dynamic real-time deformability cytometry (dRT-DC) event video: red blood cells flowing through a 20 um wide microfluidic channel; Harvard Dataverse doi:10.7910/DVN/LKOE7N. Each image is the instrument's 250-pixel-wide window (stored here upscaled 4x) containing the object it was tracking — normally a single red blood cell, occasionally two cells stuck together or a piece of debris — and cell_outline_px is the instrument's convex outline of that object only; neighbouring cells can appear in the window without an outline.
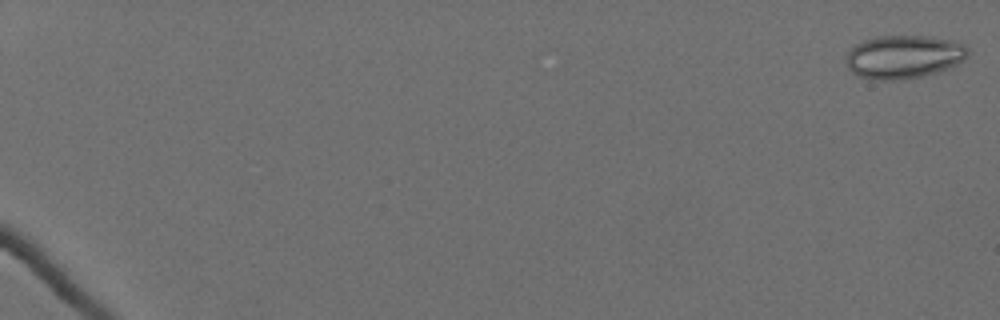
{"species": "Egyptian fruit bat (a non-hibernating species)", "species_latin": "Rousettus aegyptiacus", "temperature_condition": "cold", "stored_images_in_passage": 38, "camera_frame_rate_fps": 3000, "um_per_image_px": 0.085, "animal": {"sex": "female"}, "frame": {"image": 1, "passage_image": 1, "time_ms": 0.0, "image_size_px": [1000, 320], "cell_outline_px": [[968, 56], [964, 60], [948, 68], [936, 72], [920, 76], [892, 80], [876, 80], [860, 76], [852, 72], [848, 68], [848, 52], [856, 44], [864, 40], [876, 36], [928, 36], [952, 40], [964, 44], [968, 48]], "centroid_in_image_um": [76.84, 4.81], "position_along_channel_um": 8.2, "area_um2": 30.46}}
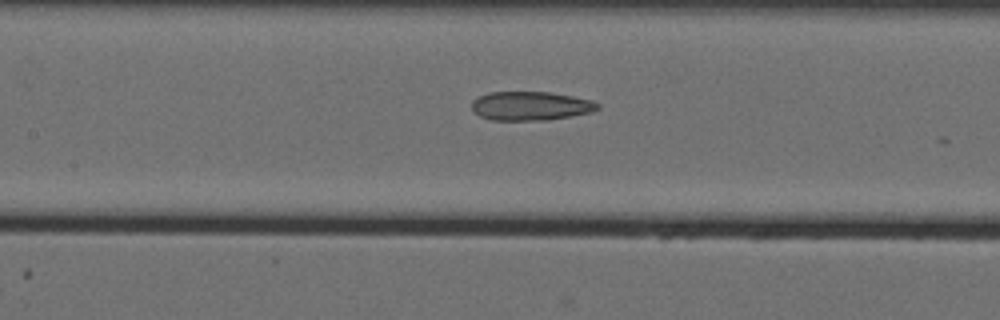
{"frame": {"image": 2, "passage_image": 32, "time_ms": 10.333, "image_size_px": [1000, 320], "cell_outline_px": [[600, 108], [592, 112], [548, 120], [492, 120], [480, 116], [472, 112], [472, 100], [488, 92], [548, 92], [572, 96], [592, 100], [600, 104]], "centroid_in_image_um": [45.1, 9.0], "position_along_channel_um": 162.3, "area_um2": 21.27}}
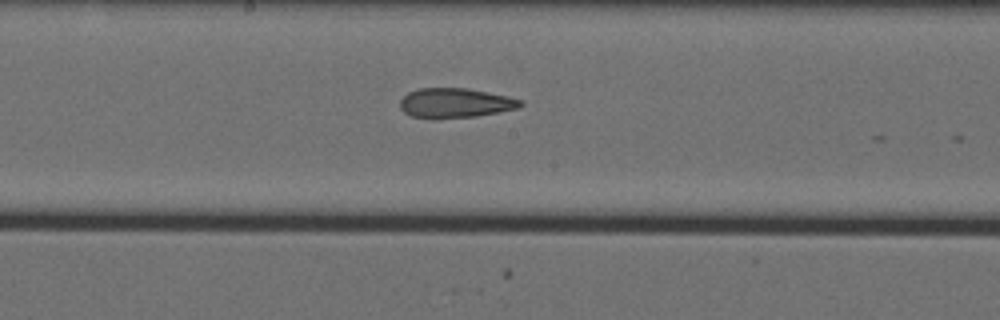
{"frame": {"image": 3, "passage_image": 36, "time_ms": 11.667, "image_size_px": [1000, 320], "cell_outline_px": [[524, 104], [520, 108], [476, 116], [436, 120], [432, 120], [412, 116], [404, 112], [400, 108], [400, 100], [408, 92], [420, 88], [468, 88], [508, 96], [524, 100]], "centroid_in_image_um": [38.7, 8.77], "position_along_channel_um": 209.5, "area_um2": 21.27}}